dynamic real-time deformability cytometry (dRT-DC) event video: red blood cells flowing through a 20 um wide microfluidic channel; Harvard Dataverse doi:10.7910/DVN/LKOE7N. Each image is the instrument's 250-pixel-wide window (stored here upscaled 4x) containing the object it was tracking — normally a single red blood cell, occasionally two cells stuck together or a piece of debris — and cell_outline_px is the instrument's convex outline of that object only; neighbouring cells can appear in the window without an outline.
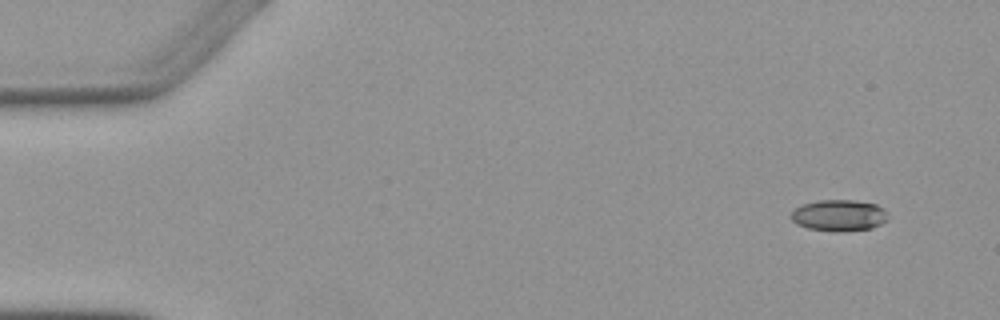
{"species": "Egyptian fruit bat (a non-hibernating species)", "species_latin": "Rousettus aegyptiacus", "temperature_condition": "warm", "stored_images_in_passage": 5, "camera_frame_rate_fps": 3000, "um_per_image_px": 0.085, "animal": {"sex": "female"}, "frame": {"image": 1, "passage_image": 2, "time_ms": 1.0, "image_size_px": [1000, 320], "cell_outline_px": [[888, 220], [872, 228], [844, 232], [808, 228], [796, 224], [788, 216], [796, 208], [804, 204], [820, 200], [856, 200], [876, 204], [884, 208], [888, 216]], "centroid_in_image_um": [71.34, 18.31], "position_along_channel_um": 13.7, "area_um2": 17.8}}
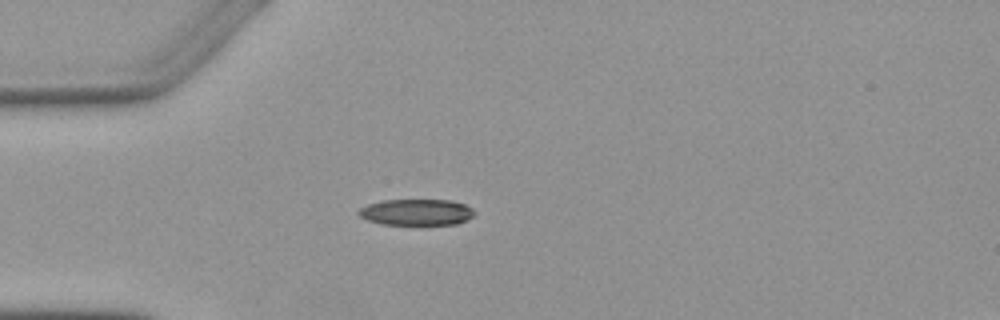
{"frame": {"image": 2, "passage_image": 5, "time_ms": 4.667, "image_size_px": [1000, 320], "cell_outline_px": [[476, 212], [468, 220], [456, 224], [380, 224], [368, 220], [360, 216], [356, 212], [360, 208], [368, 204], [380, 200], [452, 200], [464, 204], [472, 208]], "centroid_in_image_um": [35.4, 18.03], "position_along_channel_um": 49.6, "area_um2": 17.74}}